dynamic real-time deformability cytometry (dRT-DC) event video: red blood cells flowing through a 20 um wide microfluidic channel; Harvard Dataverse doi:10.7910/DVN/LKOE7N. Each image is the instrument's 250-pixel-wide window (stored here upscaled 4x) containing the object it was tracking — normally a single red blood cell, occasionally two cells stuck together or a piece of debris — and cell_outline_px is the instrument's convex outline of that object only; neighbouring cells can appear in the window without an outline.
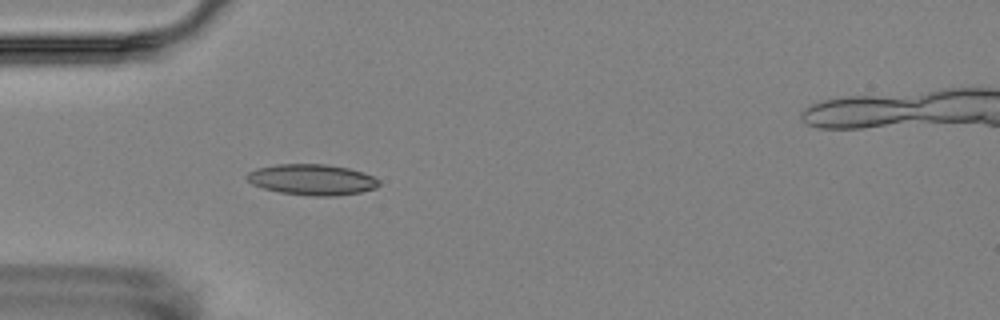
{"species": "Egyptian fruit bat (a non-hibernating species)", "species_latin": "Rousettus aegyptiacus", "temperature_condition": "room temperature", "stored_images_in_passage": 5, "camera_frame_rate_fps": 3000, "um_per_image_px": 0.085, "animal": {"sex": "female"}, "frame": {"image": 1, "passage_image": 5, "time_ms": 5.333, "image_size_px": [1000, 320], "cell_outline_px": [[380, 184], [376, 188], [360, 192], [336, 196], [312, 196], [280, 192], [264, 188], [252, 184], [244, 176], [248, 172], [256, 168], [276, 164], [328, 164], [348, 168], [364, 172], [380, 180]], "centroid_in_image_um": [26.53, 15.26], "position_along_channel_um": 58.5, "area_um2": 23.87}}